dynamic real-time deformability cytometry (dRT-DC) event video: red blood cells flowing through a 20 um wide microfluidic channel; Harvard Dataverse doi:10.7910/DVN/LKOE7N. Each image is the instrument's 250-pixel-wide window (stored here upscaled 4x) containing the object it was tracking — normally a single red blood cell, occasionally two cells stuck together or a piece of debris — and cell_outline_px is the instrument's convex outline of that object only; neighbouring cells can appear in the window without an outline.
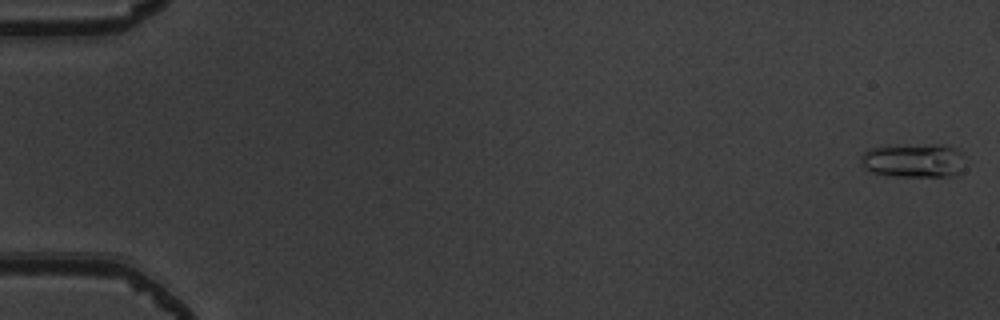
{"species": "common noctule bat (a hibernating species)", "species_latin": "Nyctalus noctula", "temperature_condition": "warm", "stored_images_in_passage": 13, "camera_frame_rate_fps": 3000, "um_per_image_px": 0.085, "animal": {"sex": "male", "body_mass_g": 19.5, "forearm_length_mm": 54.6}, "frame": {"image": 1, "passage_image": 1, "time_ms": 0.0, "image_size_px": [1000, 320], "cell_outline_px": [[964, 172], [956, 176], [892, 176], [872, 172], [864, 168], [860, 164], [860, 156], [868, 148], [884, 144], [952, 144], [964, 152]], "centroid_in_image_um": [77.71, 13.6], "position_along_channel_um": 7.3, "area_um2": 21.96}}